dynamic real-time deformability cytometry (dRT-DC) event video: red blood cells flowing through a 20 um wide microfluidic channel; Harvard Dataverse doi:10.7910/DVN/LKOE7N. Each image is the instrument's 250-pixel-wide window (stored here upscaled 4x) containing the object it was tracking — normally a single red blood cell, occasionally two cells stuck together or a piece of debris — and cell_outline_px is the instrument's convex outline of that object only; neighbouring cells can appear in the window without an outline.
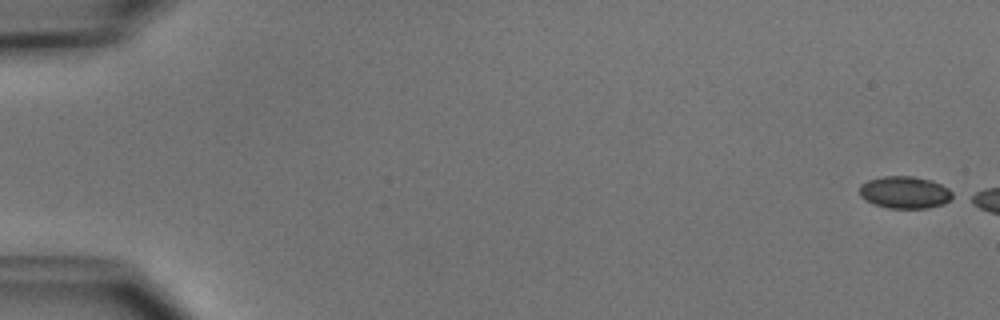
{"species": "common noctule bat (a hibernating species)", "species_latin": "Nyctalus noctula", "temperature_condition": "cold", "stored_images_in_passage": 3, "camera_frame_rate_fps": 3000, "um_per_image_px": 0.085, "animal": {"sex": "male", "body_mass_g": 15.6}, "frame": {"image": 1, "passage_image": 1, "time_ms": 0.0, "image_size_px": [1000, 320], "cell_outline_px": [[956, 196], [944, 204], [928, 208], [888, 208], [872, 204], [860, 196], [860, 184], [868, 180], [884, 176], [912, 176], [932, 180], [948, 188]], "centroid_in_image_um": [76.92, 16.35], "position_along_channel_um": 8.1, "area_um2": 17.63}}